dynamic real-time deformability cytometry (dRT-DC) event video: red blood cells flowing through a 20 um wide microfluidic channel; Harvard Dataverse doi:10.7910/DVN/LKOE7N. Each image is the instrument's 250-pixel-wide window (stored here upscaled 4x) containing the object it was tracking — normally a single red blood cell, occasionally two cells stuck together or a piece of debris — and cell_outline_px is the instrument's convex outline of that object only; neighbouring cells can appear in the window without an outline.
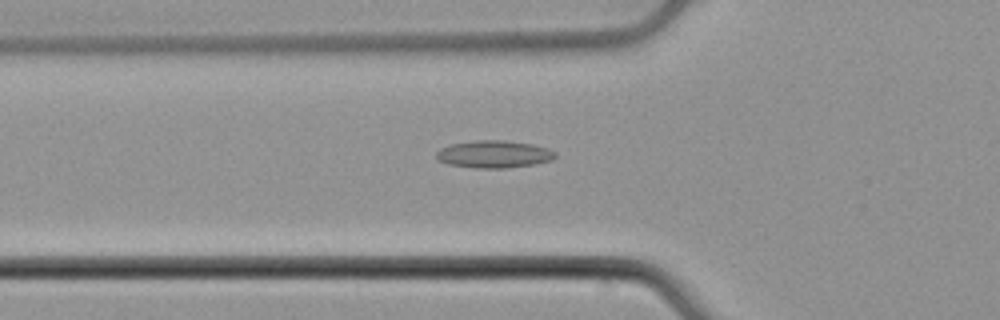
{"species": "common noctule bat (a hibernating species)", "species_latin": "Nyctalus noctula", "temperature_condition": "cold", "stored_images_in_passage": 53, "camera_frame_rate_fps": 3000, "um_per_image_px": 0.085, "animal": {"sex": "male", "body_mass_g": 21.5, "forearm_length_mm": 52.0}, "frame": {"image": 1, "passage_image": 19, "time_ms": 6.0, "image_size_px": [1000, 320], "cell_outline_px": [[556, 156], [552, 160], [532, 164], [508, 168], [476, 168], [448, 164], [436, 160], [436, 152], [440, 148], [448, 144], [476, 140], [504, 140], [532, 144], [548, 148], [556, 152]], "centroid_in_image_um": [41.95, 13.1], "position_along_channel_um": 83.8, "area_um2": 19.13}}
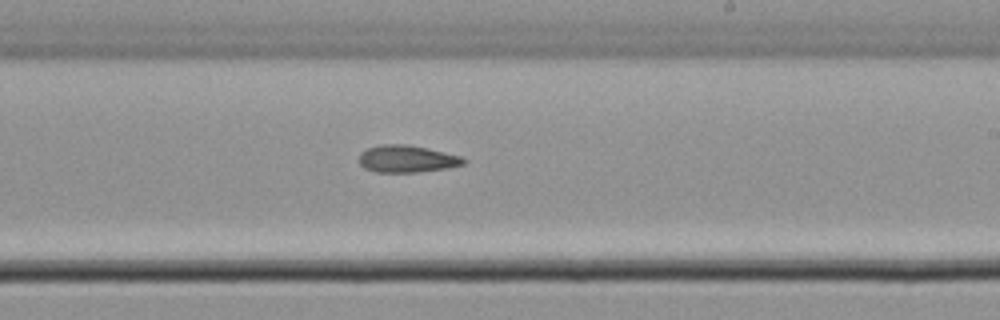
{"frame": {"image": 2, "passage_image": 32, "time_ms": 10.333, "image_size_px": [1000, 320], "cell_outline_px": [[464, 164], [444, 168], [416, 172], [376, 172], [364, 168], [360, 164], [360, 152], [368, 148], [380, 144], [408, 144], [428, 148], [460, 156], [464, 160]], "centroid_in_image_um": [34.53, 13.49], "position_along_channel_um": 254.5, "area_um2": 16.36}}
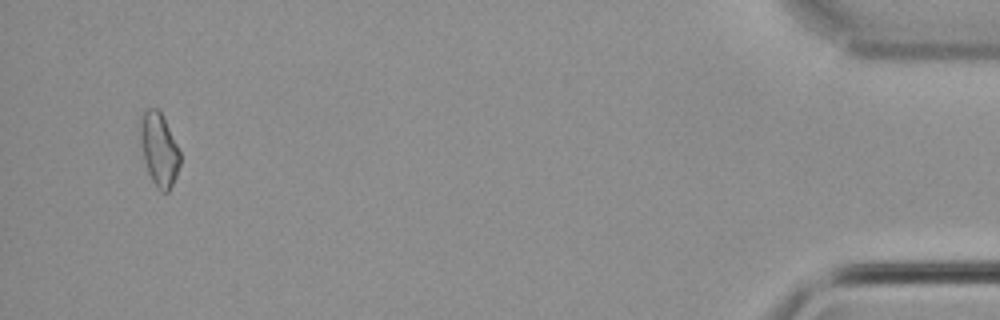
{"frame": {"image": 3, "passage_image": 51, "time_ms": 16.667, "image_size_px": [1000, 320], "cell_outline_px": [[180, 164], [176, 176], [168, 192], [160, 192], [156, 188], [148, 172], [144, 160], [140, 136], [140, 112], [148, 108], [156, 108], [160, 112], [180, 152]], "centroid_in_image_um": [13.5, 12.71], "position_along_channel_um": 421.7, "area_um2": 16.76}, "authors_computed_cell_mechanics": {"area_um2": 16.9354, "velocity_mm_per_s": 3.9303, "shape_relaxation_time_tau1_ms": null, "shape_relaxation_time_tau2_ms": 5.7973, "deformation_change_tau1": null, "deformation_change_tau2": 0.1596}}